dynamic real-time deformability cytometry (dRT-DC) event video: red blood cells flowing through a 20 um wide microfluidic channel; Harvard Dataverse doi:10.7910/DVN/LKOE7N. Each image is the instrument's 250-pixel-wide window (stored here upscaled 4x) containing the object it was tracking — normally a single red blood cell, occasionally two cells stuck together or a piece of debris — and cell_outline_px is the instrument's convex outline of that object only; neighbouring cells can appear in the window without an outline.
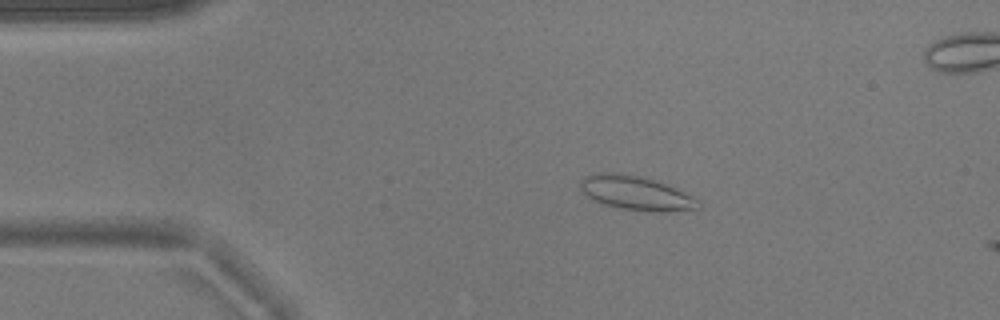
{"species": "common noctule bat (a hibernating species)", "species_latin": "Nyctalus noctula", "temperature_condition": "warm", "stored_images_in_passage": 2, "camera_frame_rate_fps": 3000, "um_per_image_px": 0.085, "animal": {"sex": "male", "body_mass_g": 17.9}, "frame": {"image": 1, "passage_image": 1, "time_ms": 0.0, "image_size_px": [1000, 320], "cell_outline_px": [[700, 208], [668, 212], [660, 212], [620, 208], [604, 204], [588, 196], [580, 188], [580, 180], [584, 176], [600, 172], [612, 172], [640, 176], [668, 184], [692, 196], [696, 200]], "centroid_in_image_um": [54.05, 16.4], "position_along_channel_um": 31.0, "area_um2": 23.18}}